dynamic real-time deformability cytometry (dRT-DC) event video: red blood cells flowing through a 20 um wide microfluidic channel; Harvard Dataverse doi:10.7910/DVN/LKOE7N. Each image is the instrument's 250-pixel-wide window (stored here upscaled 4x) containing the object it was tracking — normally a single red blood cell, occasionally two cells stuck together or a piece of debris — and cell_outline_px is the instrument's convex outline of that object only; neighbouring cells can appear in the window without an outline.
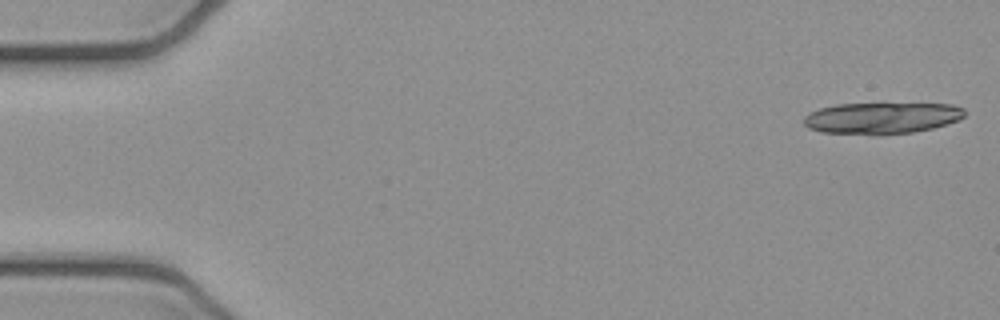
{"species": "common noctule bat (a hibernating species)", "species_latin": "Nyctalus noctula", "temperature_condition": "cold", "stored_images_in_passage": 20, "camera_frame_rate_fps": 3000, "um_per_image_px": 0.085, "animal": {"sex": "female", "body_mass_g": 21.9}, "frame": {"image": 1, "passage_image": 1, "time_ms": 0.0, "image_size_px": [1000, 320], "cell_outline_px": [[964, 116], [960, 120], [932, 128], [912, 132], [880, 136], [876, 136], [820, 132], [808, 128], [804, 124], [804, 116], [820, 108], [836, 104], [952, 104], [964, 108]], "centroid_in_image_um": [74.93, 10.06], "position_along_channel_um": 10.1, "area_um2": 29.77}}